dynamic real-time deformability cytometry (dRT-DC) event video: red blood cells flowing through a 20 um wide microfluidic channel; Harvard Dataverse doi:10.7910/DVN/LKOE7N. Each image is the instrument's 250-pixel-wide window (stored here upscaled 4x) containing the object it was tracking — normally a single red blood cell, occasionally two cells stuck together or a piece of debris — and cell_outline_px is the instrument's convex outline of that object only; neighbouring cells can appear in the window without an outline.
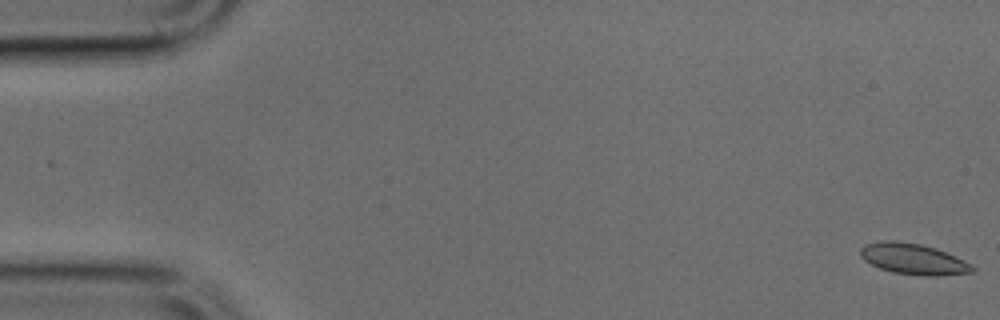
{"species": "common noctule bat (a hibernating species)", "species_latin": "Nyctalus noctula", "temperature_condition": "cold", "stored_images_in_passage": 49, "camera_frame_rate_fps": 3000, "um_per_image_px": 0.085, "animal": {"sex": "male", "body_mass_g": 17.9, "forearm_length_mm": 54.2}, "frame": {"image": 1, "passage_image": 1, "time_ms": 0.0, "image_size_px": [1000, 320], "cell_outline_px": [[976, 268], [972, 272], [936, 276], [924, 276], [892, 272], [880, 268], [864, 260], [860, 256], [860, 248], [864, 244], [880, 240], [896, 240], [920, 244], [936, 248], [956, 256], [972, 264]], "centroid_in_image_um": [77.62, 22.0], "position_along_channel_um": 7.4, "area_um2": 20.35}}
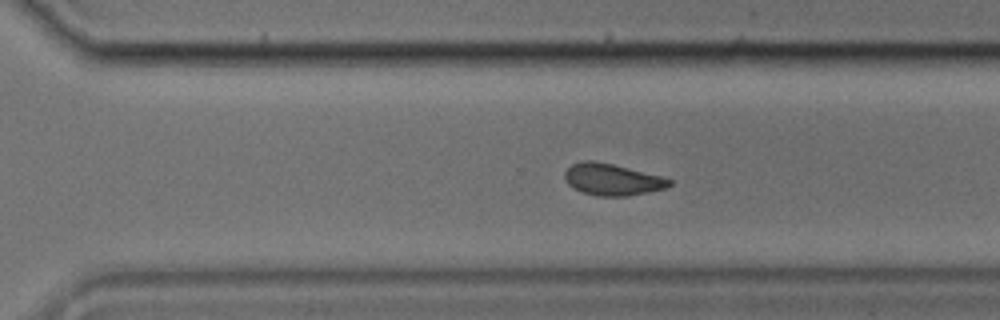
{"frame": {"image": 2, "passage_image": 34, "time_ms": 11.0, "image_size_px": [1000, 320], "cell_outline_px": [[672, 184], [664, 188], [648, 192], [628, 196], [596, 196], [580, 192], [568, 184], [564, 176], [564, 172], [572, 164], [584, 160], [592, 160], [612, 164], [660, 176], [672, 180]], "centroid_in_image_um": [52.0, 15.27], "position_along_channel_um": 318.6, "area_um2": 19.19}}
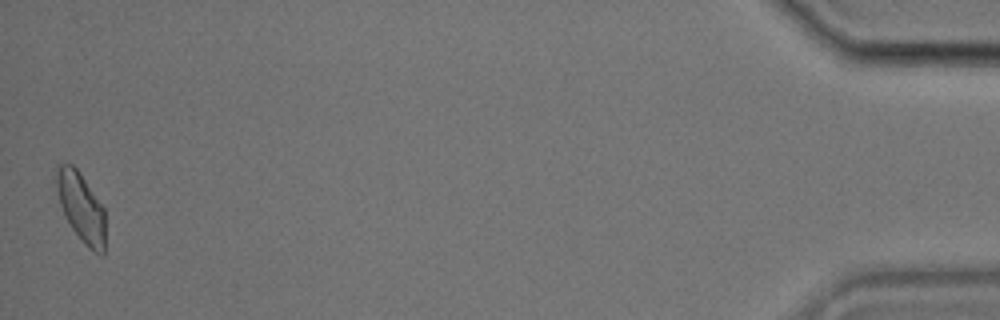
{"frame": {"image": 3, "passage_image": 49, "time_ms": 16.0, "image_size_px": [1000, 320], "cell_outline_px": [[104, 256], [100, 256], [92, 252], [84, 244], [72, 228], [60, 204], [56, 188], [56, 164], [72, 164], [76, 168], [104, 208]], "centroid_in_image_um": [6.89, 17.64], "position_along_channel_um": 428.3, "area_um2": 19.48}}